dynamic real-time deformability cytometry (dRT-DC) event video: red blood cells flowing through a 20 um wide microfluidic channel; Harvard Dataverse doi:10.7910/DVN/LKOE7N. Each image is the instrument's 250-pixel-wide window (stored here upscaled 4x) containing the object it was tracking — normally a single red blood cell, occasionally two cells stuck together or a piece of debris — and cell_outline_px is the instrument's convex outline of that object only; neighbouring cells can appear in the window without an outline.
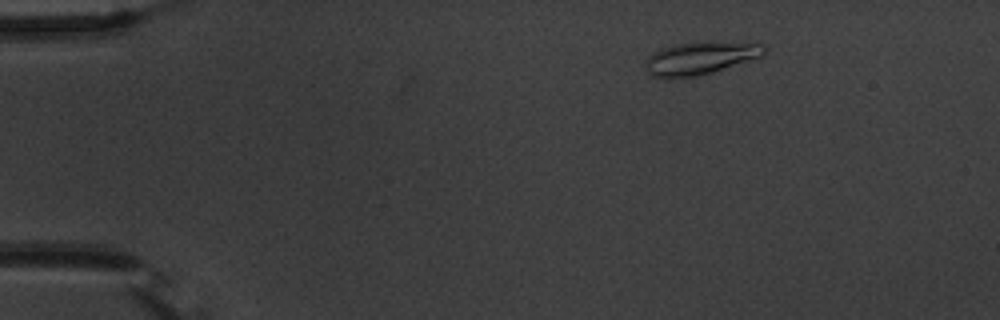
{"species": "common noctule bat (a hibernating species)", "species_latin": "Nyctalus noctula", "temperature_condition": "warm", "stored_images_in_passage": 26, "camera_frame_rate_fps": 3000, "um_per_image_px": 0.085, "animal": {"sex": "male", "body_mass_g": 20.1, "forearm_length_mm": 53.5}, "frame": {"image": 1, "passage_image": 1, "time_ms": 0.0, "image_size_px": [1000, 320], "cell_outline_px": [[768, 48], [764, 56], [712, 72], [696, 76], [672, 80], [668, 80], [652, 76], [648, 72], [648, 56], [652, 52], [664, 48], [680, 44], [764, 44]], "centroid_in_image_um": [59.5, 5.02], "position_along_channel_um": 25.5, "area_um2": 21.85}}
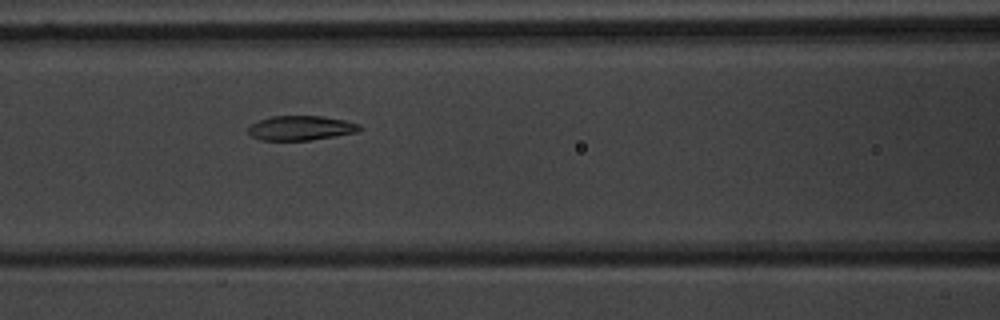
{"frame": {"image": 2, "passage_image": 17, "time_ms": 5.333, "image_size_px": [1000, 320], "cell_outline_px": [[364, 128], [360, 132], [336, 136], [308, 140], [260, 140], [252, 136], [248, 132], [248, 128], [252, 124], [260, 120], [272, 116], [320, 116], [344, 120], [360, 124]], "centroid_in_image_um": [25.63, 10.88], "position_along_channel_um": 141.0, "area_um2": 15.95}}
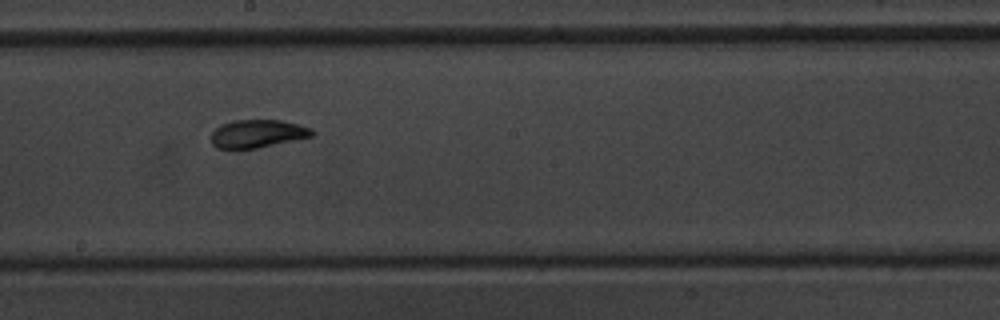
{"frame": {"image": 3, "passage_image": 24, "time_ms": 7.667, "image_size_px": [1000, 320], "cell_outline_px": [[316, 132], [312, 136], [256, 148], [236, 152], [216, 148], [212, 144], [212, 132], [220, 124], [232, 120], [280, 120], [300, 124], [312, 128]], "centroid_in_image_um": [21.84, 11.39], "position_along_channel_um": 226.4, "area_um2": 16.99}}